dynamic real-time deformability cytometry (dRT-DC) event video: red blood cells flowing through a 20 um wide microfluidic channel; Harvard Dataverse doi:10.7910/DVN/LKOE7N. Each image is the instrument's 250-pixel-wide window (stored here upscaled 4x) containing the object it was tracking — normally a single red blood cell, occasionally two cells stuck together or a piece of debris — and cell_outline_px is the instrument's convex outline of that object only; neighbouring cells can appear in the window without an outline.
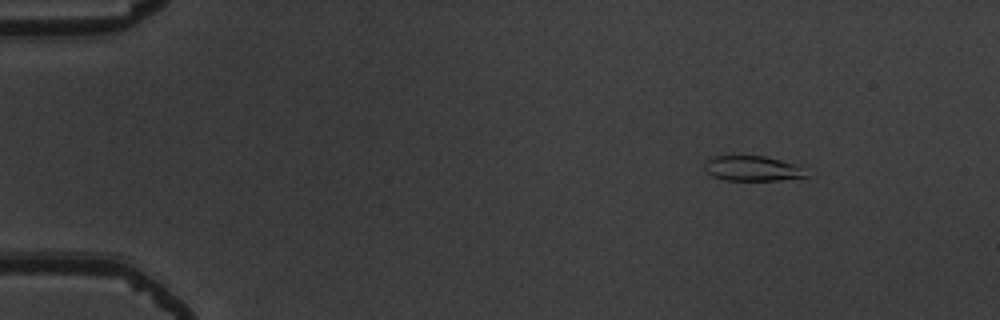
{"species": "common noctule bat (a hibernating species)", "species_latin": "Nyctalus noctula", "temperature_condition": "warm", "stored_images_in_passage": 3, "camera_frame_rate_fps": 3000, "um_per_image_px": 0.085, "animal": {"sex": "male", "body_mass_g": 19.5, "forearm_length_mm": 54.6}, "frame": {"image": 1, "passage_image": 1, "time_ms": 0.0, "image_size_px": [1000, 320], "cell_outline_px": [[808, 176], [780, 180], [724, 180], [712, 176], [704, 172], [704, 164], [712, 156], [764, 156], [796, 164]], "centroid_in_image_um": [63.88, 14.32], "position_along_channel_um": 21.1, "area_um2": 14.74}}
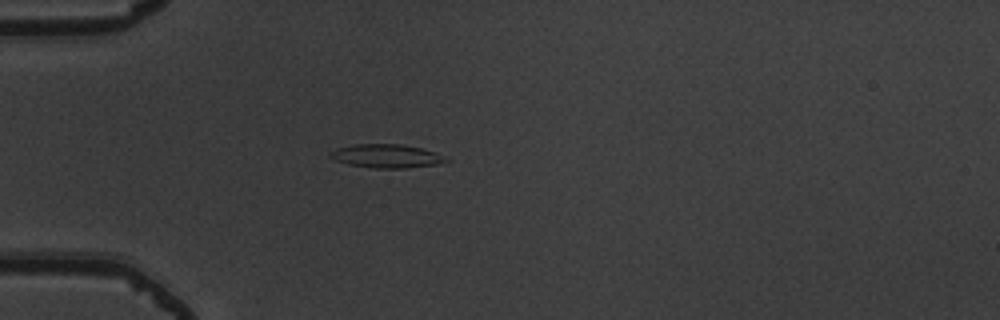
{"frame": {"image": 2, "passage_image": 3, "time_ms": 0.667, "image_size_px": [1000, 320], "cell_outline_px": [[448, 160], [436, 164], [408, 168], [372, 168], [348, 164], [336, 160], [328, 156], [328, 152], [336, 148], [356, 144], [400, 144], [420, 148], [432, 152]], "centroid_in_image_um": [32.74, 13.26], "position_along_channel_um": 52.3, "area_um2": 15.61}}